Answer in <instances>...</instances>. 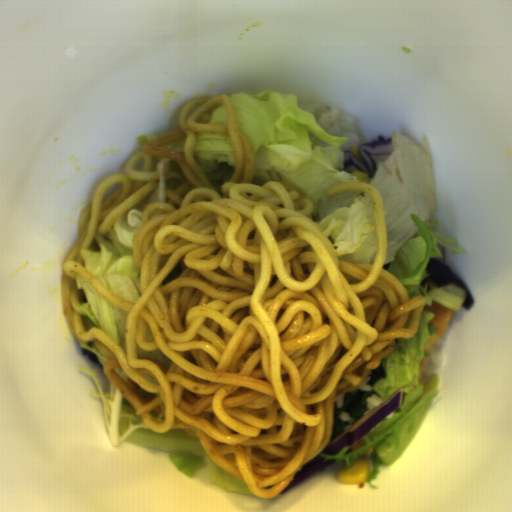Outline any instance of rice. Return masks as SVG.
Wrapping results in <instances>:
<instances>
[{"mask_svg": "<svg viewBox=\"0 0 512 512\" xmlns=\"http://www.w3.org/2000/svg\"><path fill=\"white\" fill-rule=\"evenodd\" d=\"M303 112L310 113L319 123L320 127L329 135L347 138V143L342 147L358 153L362 144V135L357 126L355 115H348L342 110L329 107L326 103L309 102L298 104Z\"/></svg>", "mask_w": 512, "mask_h": 512, "instance_id": "rice-1", "label": "rice"}, {"mask_svg": "<svg viewBox=\"0 0 512 512\" xmlns=\"http://www.w3.org/2000/svg\"><path fill=\"white\" fill-rule=\"evenodd\" d=\"M445 344V337L442 335L432 348L426 365L421 375L430 376L435 373L436 369H440L443 365V358L440 353L441 347Z\"/></svg>", "mask_w": 512, "mask_h": 512, "instance_id": "rice-2", "label": "rice"}, {"mask_svg": "<svg viewBox=\"0 0 512 512\" xmlns=\"http://www.w3.org/2000/svg\"><path fill=\"white\" fill-rule=\"evenodd\" d=\"M366 408H365V416L370 413L372 410H374L377 406H379L383 400L378 394H370L366 399Z\"/></svg>", "mask_w": 512, "mask_h": 512, "instance_id": "rice-3", "label": "rice"}]
</instances>
